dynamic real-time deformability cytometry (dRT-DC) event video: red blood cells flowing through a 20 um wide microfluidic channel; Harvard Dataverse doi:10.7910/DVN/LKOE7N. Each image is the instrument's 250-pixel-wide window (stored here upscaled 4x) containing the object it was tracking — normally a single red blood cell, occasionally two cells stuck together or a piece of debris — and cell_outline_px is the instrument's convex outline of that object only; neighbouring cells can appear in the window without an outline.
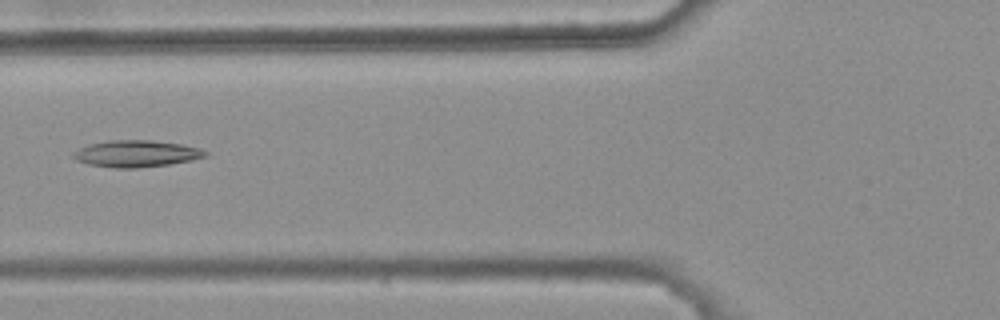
{"species": "common noctule bat (a hibernating species)", "species_latin": "Nyctalus noctula", "temperature_condition": "warm", "stored_images_in_passage": 6, "camera_frame_rate_fps": 3000, "um_per_image_px": 0.085, "animal": {"sex": "female", "body_mass_g": 25.1}, "frame": {"image": 1, "passage_image": 6, "time_ms": 1.667, "image_size_px": [1000, 320], "cell_outline_px": [[208, 156], [192, 160], [168, 164], [136, 168], [112, 168], [88, 164], [76, 160], [72, 156], [72, 152], [80, 148], [92, 144], [108, 140], [152, 140], [180, 144], [200, 148], [208, 152]], "centroid_in_image_um": [11.59, 13.06], "position_along_channel_um": 114.2, "area_um2": 20.52}}